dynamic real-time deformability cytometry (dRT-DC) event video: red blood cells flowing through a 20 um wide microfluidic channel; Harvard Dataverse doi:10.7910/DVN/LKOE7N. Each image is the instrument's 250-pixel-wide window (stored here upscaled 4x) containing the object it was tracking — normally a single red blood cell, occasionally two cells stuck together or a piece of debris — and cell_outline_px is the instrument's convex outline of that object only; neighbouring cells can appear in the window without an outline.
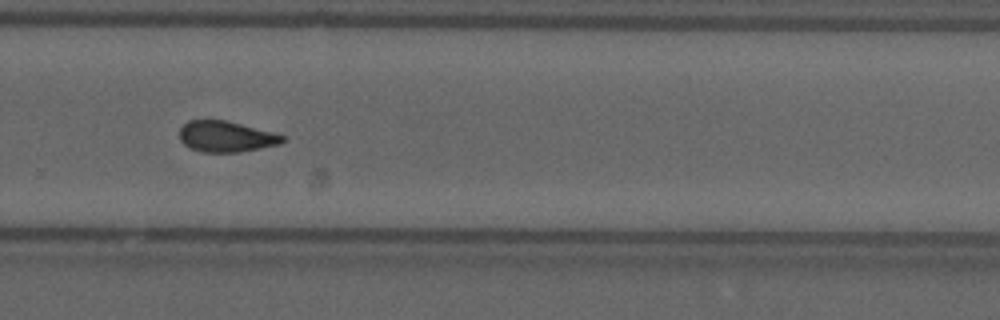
{"species": "common noctule bat (a hibernating species)", "species_latin": "Nyctalus noctula", "temperature_condition": "cold", "stored_images_in_passage": 40, "camera_frame_rate_fps": 3000, "um_per_image_px": 0.085, "animal": {"sex": "male", "forearm_length_mm": 52.5}, "frame": {"image": 1, "passage_image": 23, "time_ms": 7.333, "image_size_px": [1000, 320], "cell_outline_px": [[288, 136], [280, 144], [240, 152], [204, 152], [192, 148], [184, 144], [180, 140], [180, 128], [188, 120], [224, 120]], "centroid_in_image_um": [19.22, 11.61], "position_along_channel_um": 310.6, "area_um2": 18.38}, "authors_computed_cell_mechanics": {"area_um2": 19.2474, "velocity_mm_per_s": 3.6912, "shape_relaxation_time_tau1_ms": 10.9611, "shape_relaxation_time_tau2_ms": 2.8436, "deformation_change_tau1": 0.1783, "deformation_change_tau2": 0.097}}